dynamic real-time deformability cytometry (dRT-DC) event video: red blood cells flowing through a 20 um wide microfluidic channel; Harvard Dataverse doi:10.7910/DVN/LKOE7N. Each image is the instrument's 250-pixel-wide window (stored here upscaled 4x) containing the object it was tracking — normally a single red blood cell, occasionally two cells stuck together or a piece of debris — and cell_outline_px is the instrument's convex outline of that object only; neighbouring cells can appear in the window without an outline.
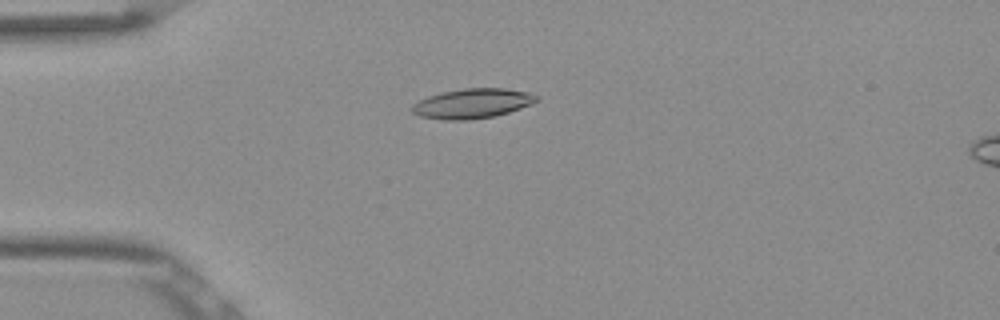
{"species": "Egyptian fruit bat (a non-hibernating species)", "species_latin": "Rousettus aegyptiacus", "temperature_condition": "room temperature", "stored_images_in_passage": 50, "camera_frame_rate_fps": 3000, "um_per_image_px": 0.085, "frame": {"image": 1, "passage_image": 11, "time_ms": 3.333, "image_size_px": [1000, 320], "cell_outline_px": [[540, 100], [532, 104], [496, 116], [472, 120], [444, 120], [420, 116], [412, 112], [408, 108], [412, 104], [428, 96], [440, 92], [464, 88], [504, 88], [528, 92], [540, 96]], "centroid_in_image_um": [40.15, 8.8], "position_along_channel_um": 44.8, "area_um2": 21.91}}
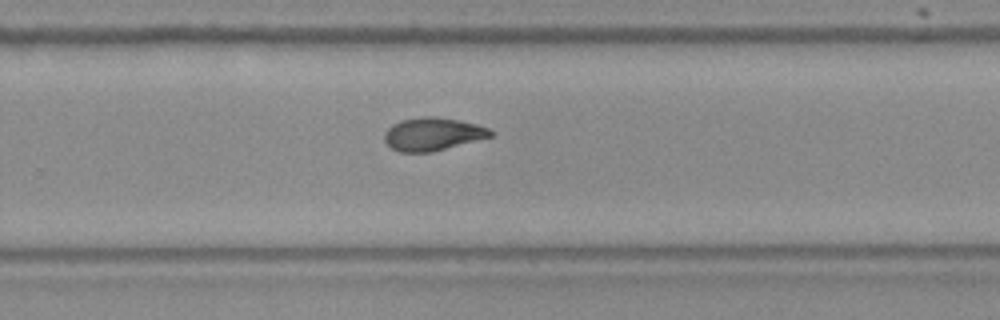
{"frame": {"image": 2, "passage_image": 32, "time_ms": 10.333, "image_size_px": [1000, 320], "cell_outline_px": [[492, 136], [432, 152], [400, 152], [392, 148], [384, 140], [384, 132], [392, 124], [400, 120], [424, 116], [432, 116], [460, 120], [476, 124], [488, 128], [492, 132]], "centroid_in_image_um": [36.75, 11.39], "position_along_channel_um": 293.1, "area_um2": 20.29}}
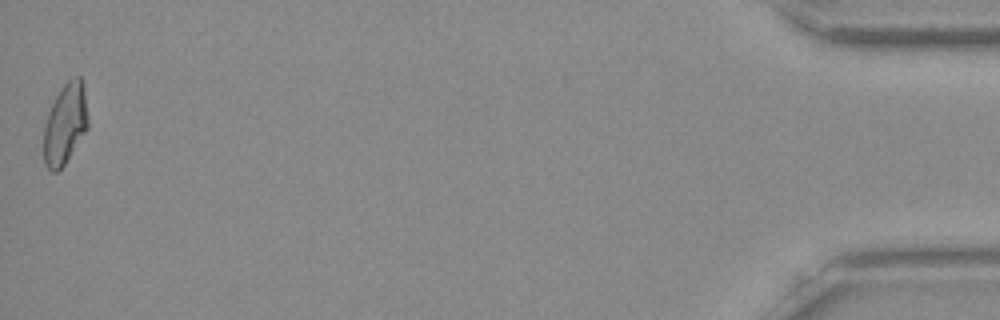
{"frame": {"image": 3, "passage_image": 50, "time_ms": 16.333, "image_size_px": [1000, 320], "cell_outline_px": [[88, 128], [64, 164], [56, 172], [52, 172], [44, 164], [44, 124], [48, 112], [60, 88], [72, 76], [80, 76], [84, 88], [88, 120]], "centroid_in_image_um": [5.53, 10.51], "position_along_channel_um": 429.7, "area_um2": 20.75}, "authors_computed_cell_mechanics": {"area_um2": 20.4901, "velocity_mm_per_s": 3.8358, "shape_relaxation_time_tau1_ms": 8.433, "shape_relaxation_time_tau2_ms": 4.8207, "deformation_change_tau1": 0.2187, "deformation_change_tau2": 0.1053}}